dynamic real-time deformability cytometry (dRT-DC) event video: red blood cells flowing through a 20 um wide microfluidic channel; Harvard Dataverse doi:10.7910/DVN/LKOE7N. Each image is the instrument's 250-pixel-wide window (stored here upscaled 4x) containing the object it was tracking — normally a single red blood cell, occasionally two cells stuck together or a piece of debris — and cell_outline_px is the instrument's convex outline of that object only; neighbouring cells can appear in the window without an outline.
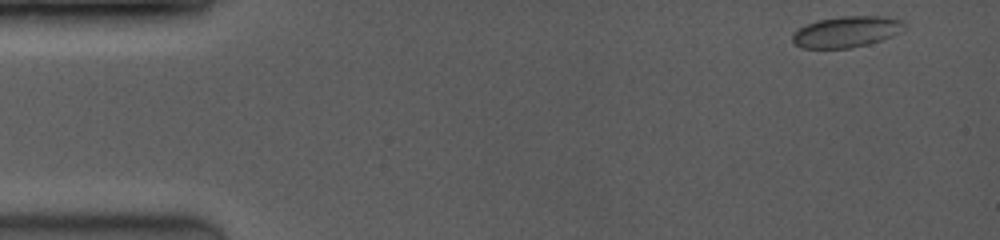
{"species": "common noctule bat (a hibernating species)", "species_latin": "Nyctalus noctula", "temperature_condition": "room temperature", "stored_images_in_passage": 7, "camera_frame_rate_fps": 3500, "um_per_image_px": 0.085, "animal": {"sex": "female", "body_mass_g": 19.0, "forearm_length_mm": 53.3}, "frame": {"image": 1, "passage_image": 1, "time_ms": 0.0, "image_size_px": [1000, 240], "cell_outline_px": [[904, 28], [892, 36], [868, 44], [848, 48], [800, 48], [792, 40], [792, 32], [816, 20], [840, 16], [884, 16], [904, 20]], "centroid_in_image_um": [71.94, 2.69], "position_along_channel_um": 13.1, "area_um2": 20.23}}
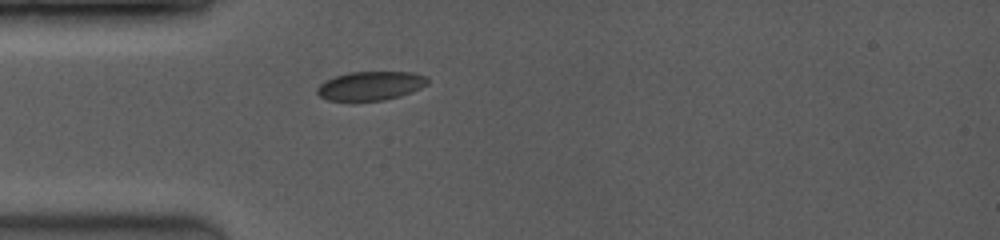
{"frame": {"image": 2, "passage_image": 7, "time_ms": 3.714, "image_size_px": [1000, 240], "cell_outline_px": [[428, 84], [412, 92], [400, 96], [384, 100], [352, 104], [328, 100], [320, 96], [316, 92], [316, 88], [324, 80], [348, 72], [412, 72], [428, 76]], "centroid_in_image_um": [31.46, 7.34], "position_along_channel_um": 53.5, "area_um2": 19.42}}